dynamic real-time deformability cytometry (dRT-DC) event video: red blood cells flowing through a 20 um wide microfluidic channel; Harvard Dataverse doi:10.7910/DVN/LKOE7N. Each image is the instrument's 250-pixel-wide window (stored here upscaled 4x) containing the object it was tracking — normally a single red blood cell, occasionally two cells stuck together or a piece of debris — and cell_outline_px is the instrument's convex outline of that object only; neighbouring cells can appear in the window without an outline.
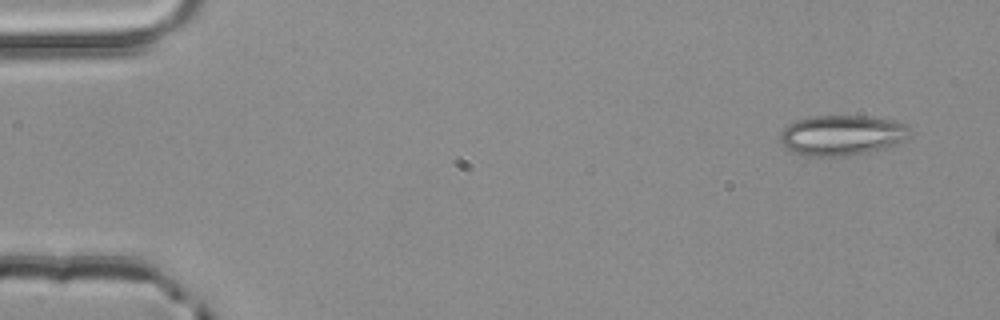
{"species": "common noctule bat (a hibernating species)", "species_latin": "Nyctalus noctula", "temperature_condition": "room temperature", "stored_images_in_passage": 3, "camera_frame_rate_fps": 3000, "um_per_image_px": 0.085, "animal": {"sex": "male", "body_mass_g": 20.4}, "frame": {"image": 1, "passage_image": 1, "time_ms": 0.0, "image_size_px": [1000, 320], "cell_outline_px": [[908, 136], [904, 140], [896, 144], [868, 152], [844, 156], [812, 156], [796, 152], [788, 148], [780, 140], [780, 132], [788, 124], [796, 120], [812, 116], [868, 116], [892, 120], [904, 124], [908, 128]], "centroid_in_image_um": [71.54, 11.48], "position_along_channel_um": 13.5, "area_um2": 30.0}}